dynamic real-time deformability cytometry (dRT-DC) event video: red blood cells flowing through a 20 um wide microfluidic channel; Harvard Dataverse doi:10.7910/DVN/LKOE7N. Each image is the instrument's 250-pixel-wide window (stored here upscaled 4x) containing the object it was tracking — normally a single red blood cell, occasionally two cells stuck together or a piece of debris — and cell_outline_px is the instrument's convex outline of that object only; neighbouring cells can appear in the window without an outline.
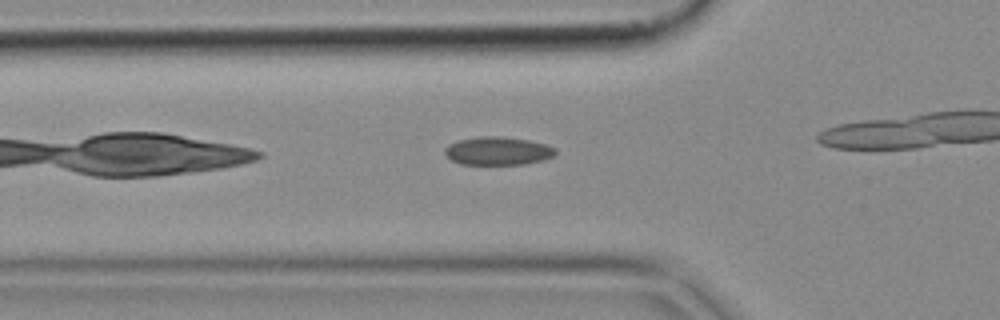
{"species": "common noctule bat (a hibernating species)", "species_latin": "Nyctalus noctula", "temperature_condition": "cold", "stored_images_in_passage": 28, "camera_frame_rate_fps": 3000, "um_per_image_px": 0.085, "animal": {"sex": "female", "body_mass_g": 18.4}, "frame": {"image": 1, "passage_image": 5, "time_ms": 1.333, "image_size_px": [1000, 320], "cell_outline_px": [[556, 152], [552, 156], [544, 160], [524, 164], [460, 164], [452, 160], [444, 152], [444, 148], [448, 144], [460, 140], [480, 136], [504, 136], [528, 140], [544, 144], [556, 148]], "centroid_in_image_um": [42.31, 12.82], "position_along_channel_um": 83.5, "area_um2": 18.15}}